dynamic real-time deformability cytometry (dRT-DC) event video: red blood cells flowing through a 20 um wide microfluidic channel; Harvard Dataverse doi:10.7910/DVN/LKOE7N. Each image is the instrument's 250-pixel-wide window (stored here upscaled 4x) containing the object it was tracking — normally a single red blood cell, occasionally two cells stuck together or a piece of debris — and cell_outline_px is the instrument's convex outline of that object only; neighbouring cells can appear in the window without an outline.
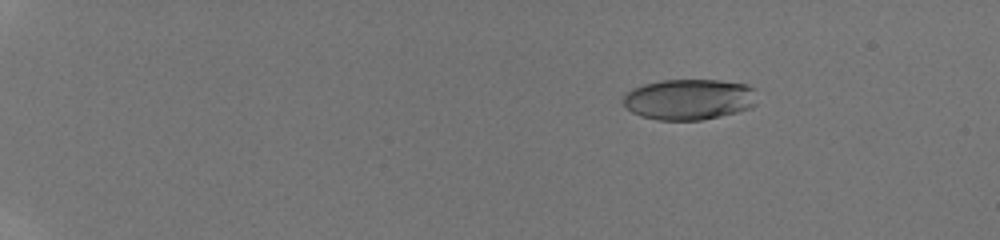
{"species": "human", "species_latin": "Homo sapiens", "temperature_condition": "room temperature", "stored_images_in_passage": 23, "camera_frame_rate_fps": 3000, "um_per_image_px": 0.085, "donor": {"sex": "male"}, "frame": {"image": 1, "passage_image": 6, "time_ms": 3.333, "image_size_px": [1000, 240], "cell_outline_px": [[756, 104], [752, 108], [736, 112], [700, 120], [656, 120], [640, 116], [632, 112], [624, 104], [624, 96], [632, 88], [644, 84], [660, 80], [720, 80], [748, 84], [752, 88]], "centroid_in_image_um": [58.57, 8.44], "position_along_channel_um": 26.4, "area_um2": 31.79}}
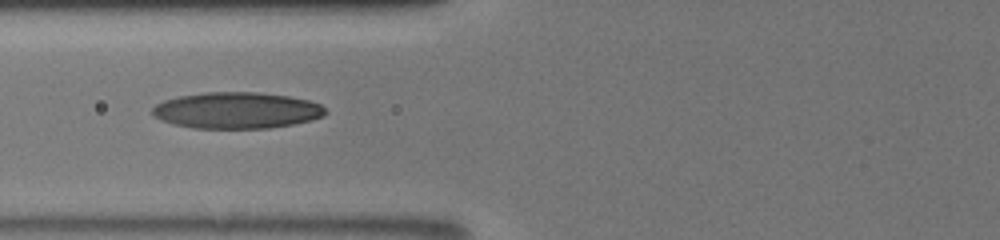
{"frame": {"image": 2, "passage_image": 14, "time_ms": 8.667, "image_size_px": [1000, 240], "cell_outline_px": [[328, 112], [324, 116], [312, 120], [292, 124], [268, 128], [192, 128], [172, 124], [160, 120], [152, 116], [152, 108], [156, 104], [164, 100], [180, 96], [204, 92], [260, 92], [288, 96], [308, 100], [320, 104]], "centroid_in_image_um": [20.1, 9.38], "position_along_channel_um": 105.7, "area_um2": 36.82}}
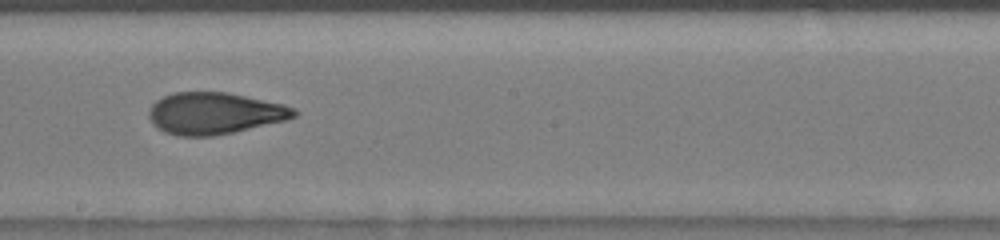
{"frame": {"image": 3, "passage_image": 21, "time_ms": 11.667, "image_size_px": [1000, 240], "cell_outline_px": [[300, 112], [296, 116], [288, 120], [232, 132], [212, 136], [180, 136], [164, 132], [156, 128], [152, 124], [148, 116], [148, 112], [152, 104], [156, 100], [172, 92], [228, 92], [284, 104], [296, 108]], "centroid_in_image_um": [18.25, 9.63], "position_along_channel_um": 230.0, "area_um2": 35.6}}